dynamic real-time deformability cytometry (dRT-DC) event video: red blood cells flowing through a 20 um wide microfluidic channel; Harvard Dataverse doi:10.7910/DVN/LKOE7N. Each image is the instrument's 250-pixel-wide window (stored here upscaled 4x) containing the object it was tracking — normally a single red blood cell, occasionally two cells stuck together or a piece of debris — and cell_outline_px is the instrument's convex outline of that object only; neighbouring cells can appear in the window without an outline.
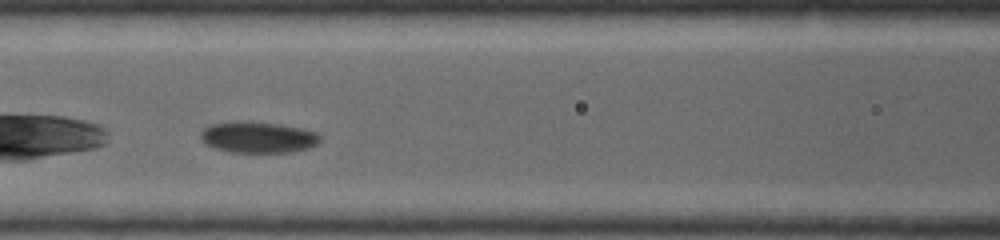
{"species": "common noctule bat (a hibernating species)", "species_latin": "Nyctalus noctula", "temperature_condition": "warm", "stored_images_in_passage": 5, "camera_frame_rate_fps": 5000, "um_per_image_px": 0.085, "animal": {"sex": "female", "body_mass_g": 19.0, "forearm_length_mm": 53.3}, "frame": {"image": 1, "passage_image": 5, "time_ms": 3.4, "image_size_px": [1000, 240], "cell_outline_px": [[320, 140], [316, 144], [308, 148], [292, 152], [232, 152], [216, 148], [204, 144], [200, 136], [200, 132], [204, 128], [212, 124], [236, 120], [244, 120], [280, 124], [304, 128], [316, 132], [320, 136]], "centroid_in_image_um": [21.92, 11.65], "position_along_channel_um": 144.7, "area_um2": 21.96}}